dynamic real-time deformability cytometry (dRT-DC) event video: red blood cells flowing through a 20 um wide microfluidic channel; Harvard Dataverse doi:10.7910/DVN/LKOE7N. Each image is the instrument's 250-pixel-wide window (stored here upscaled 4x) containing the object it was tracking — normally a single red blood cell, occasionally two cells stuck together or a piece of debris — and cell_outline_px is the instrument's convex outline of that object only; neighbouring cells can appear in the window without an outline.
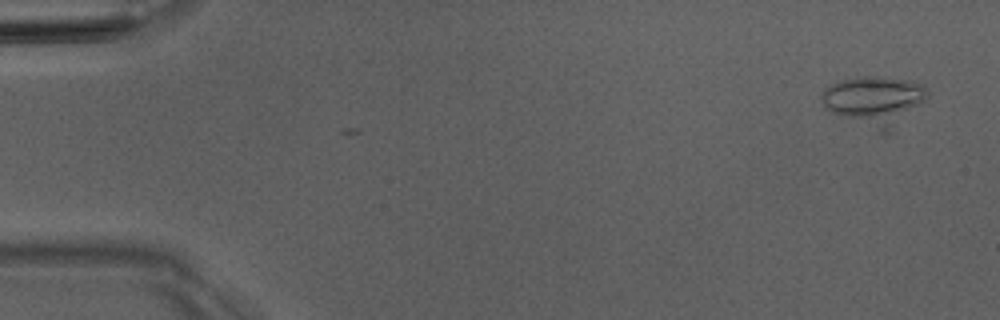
{"species": "Egyptian fruit bat (a non-hibernating species)", "species_latin": "Rousettus aegyptiacus", "temperature_condition": "room temperature", "stored_images_in_passage": 3, "camera_frame_rate_fps": 3000, "um_per_image_px": 0.085, "animal": {"sex": "male"}, "frame": {"image": 1, "passage_image": 1, "time_ms": 0.0, "image_size_px": [1000, 320], "cell_outline_px": [[928, 96], [920, 104], [888, 132], [880, 132], [832, 112], [824, 104], [820, 96], [824, 88], [840, 80], [856, 76], [876, 76], [912, 80], [924, 84], [928, 92]], "centroid_in_image_um": [74.32, 8.5], "position_along_channel_um": 10.7, "area_um2": 29.82}}